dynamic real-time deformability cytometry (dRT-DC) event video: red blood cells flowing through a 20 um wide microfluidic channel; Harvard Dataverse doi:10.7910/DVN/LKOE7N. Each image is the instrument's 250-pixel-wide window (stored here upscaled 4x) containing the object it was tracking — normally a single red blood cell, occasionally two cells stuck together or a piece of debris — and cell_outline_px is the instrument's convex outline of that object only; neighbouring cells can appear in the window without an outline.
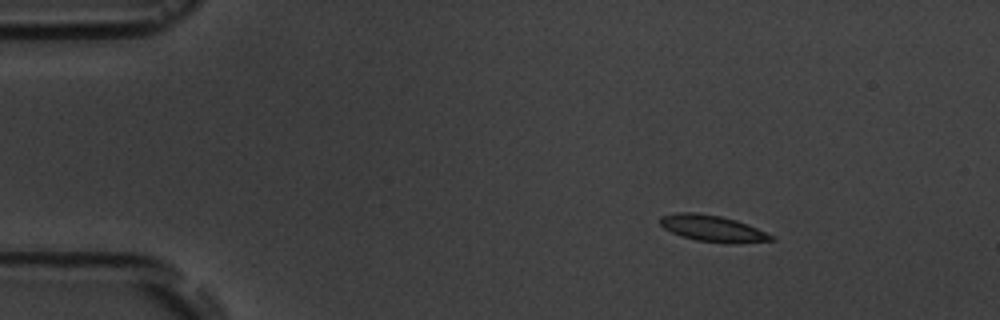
{"species": "common noctule bat (a hibernating species)", "species_latin": "Nyctalus noctula", "temperature_condition": "room temperature", "stored_images_in_passage": 4, "camera_frame_rate_fps": 3000, "um_per_image_px": 0.085, "animal": {"sex": "male", "body_mass_g": 19.5, "forearm_length_mm": 54.6}, "frame": {"image": 1, "passage_image": 1, "time_ms": 0.0, "image_size_px": [1000, 320], "cell_outline_px": [[776, 240], [696, 240], [672, 232], [664, 228], [660, 224], [660, 216], [676, 212], [696, 212], [720, 216], [736, 220], [748, 224], [776, 236]], "centroid_in_image_um": [60.49, 19.34], "position_along_channel_um": 24.5, "area_um2": 16.01}}
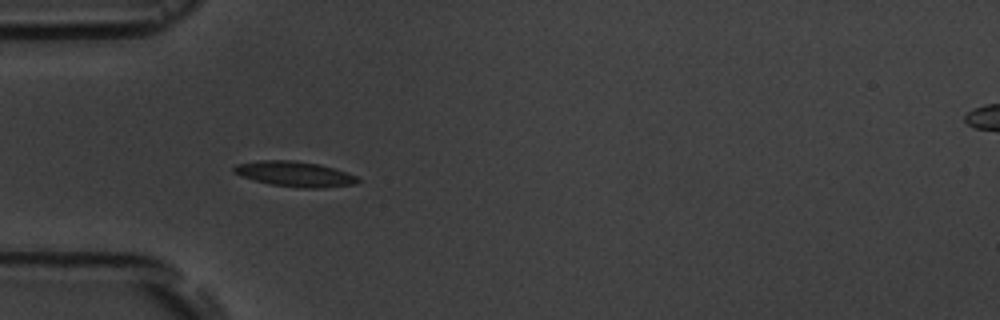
{"frame": {"image": 2, "passage_image": 3, "time_ms": 3.0, "image_size_px": [1000, 320], "cell_outline_px": [[360, 180], [356, 184], [324, 188], [304, 188], [272, 184], [240, 176], [232, 172], [232, 168], [236, 164], [260, 160], [292, 160], [320, 164], [356, 176]], "centroid_in_image_um": [25.03, 14.78], "position_along_channel_um": 60.0, "area_um2": 18.09}}
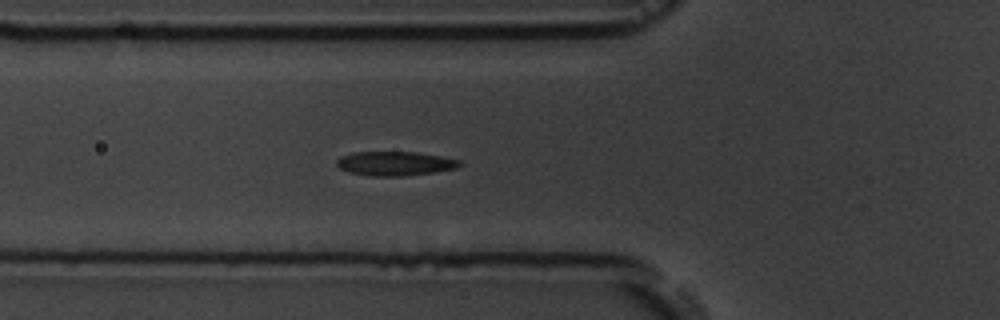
{"frame": {"image": 3, "passage_image": 4, "time_ms": 4.0, "image_size_px": [1000, 320], "cell_outline_px": [[460, 164], [456, 168], [432, 172], [400, 176], [368, 176], [348, 172], [340, 168], [336, 164], [336, 160], [340, 156], [352, 152], [416, 152], [440, 156], [460, 160]], "centroid_in_image_um": [33.5, 13.89], "position_along_channel_um": 92.3, "area_um2": 17.22}}